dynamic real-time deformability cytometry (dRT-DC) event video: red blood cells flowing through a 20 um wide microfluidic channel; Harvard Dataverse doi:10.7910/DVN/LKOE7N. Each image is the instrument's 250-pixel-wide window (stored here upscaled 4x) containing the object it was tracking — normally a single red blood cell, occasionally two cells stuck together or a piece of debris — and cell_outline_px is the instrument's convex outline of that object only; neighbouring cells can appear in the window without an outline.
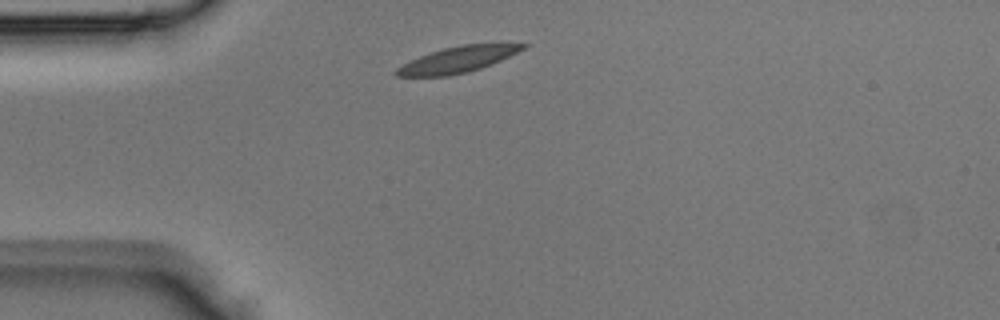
{"species": "Egyptian fruit bat (a non-hibernating species)", "species_latin": "Rousettus aegyptiacus", "temperature_condition": "room temperature", "stored_images_in_passage": 1, "camera_frame_rate_fps": 3000, "um_per_image_px": 0.085, "animal": {"sex": "male"}, "frame": {"image": 1, "passage_image": 1, "time_ms": 0.0, "image_size_px": [1000, 320], "cell_outline_px": [[528, 44], [524, 48], [492, 64], [468, 72], [448, 76], [396, 76], [392, 72], [396, 68], [420, 56], [444, 48], [460, 44]], "centroid_in_image_um": [38.85, 5.08], "position_along_channel_um": 46.2, "area_um2": 18.73}}